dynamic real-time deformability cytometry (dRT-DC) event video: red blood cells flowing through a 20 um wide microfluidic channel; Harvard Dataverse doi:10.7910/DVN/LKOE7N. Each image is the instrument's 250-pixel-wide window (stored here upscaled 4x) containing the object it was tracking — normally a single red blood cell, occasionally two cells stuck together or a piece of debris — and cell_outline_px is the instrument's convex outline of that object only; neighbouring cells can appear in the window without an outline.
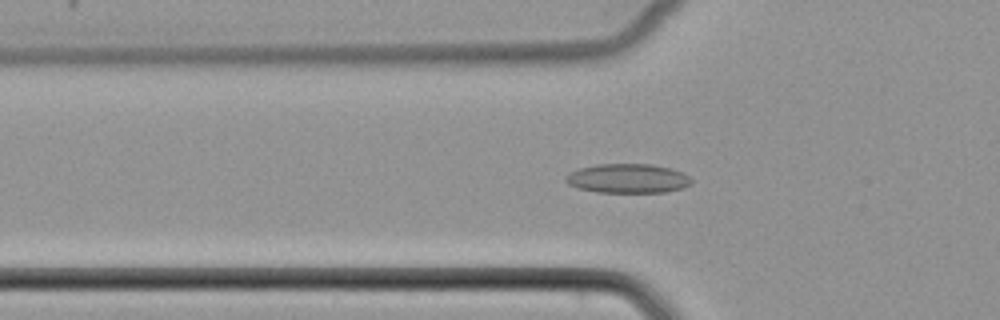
{"species": "common noctule bat (a hibernating species)", "species_latin": "Nyctalus noctula", "temperature_condition": "cold", "stored_images_in_passage": 46, "camera_frame_rate_fps": 3000, "um_per_image_px": 0.085, "animal": {"sex": "female", "body_mass_g": 22.7, "forearm_length_mm": 54.2}, "frame": {"image": 1, "passage_image": 12, "time_ms": 3.667, "image_size_px": [1000, 320], "cell_outline_px": [[692, 184], [684, 188], [664, 192], [596, 192], [576, 188], [568, 184], [564, 180], [564, 176], [568, 172], [580, 168], [596, 164], [652, 164], [672, 168], [688, 176], [692, 180]], "centroid_in_image_um": [53.33, 15.17], "position_along_channel_um": 72.5, "area_um2": 21.68}}
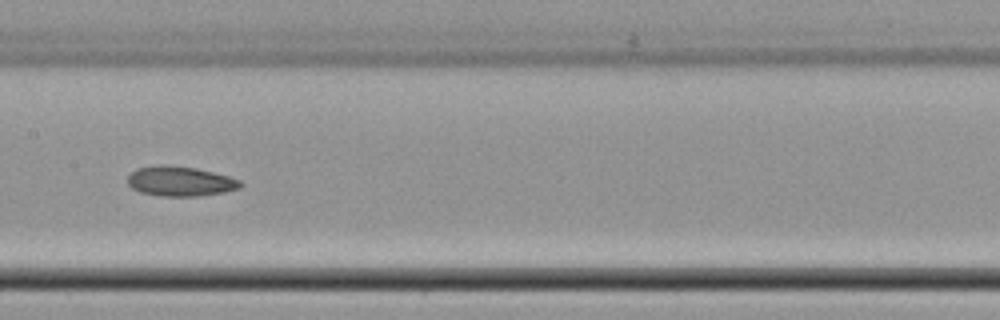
{"frame": {"image": 2, "passage_image": 21, "time_ms": 6.667, "image_size_px": [1000, 320], "cell_outline_px": [[244, 184], [240, 188], [224, 192], [200, 196], [160, 196], [140, 192], [132, 188], [128, 184], [128, 176], [136, 168], [160, 164], [168, 164], [196, 168], [228, 176], [240, 180]], "centroid_in_image_um": [15.31, 15.4], "position_along_channel_um": 192.1, "area_um2": 19.77}}
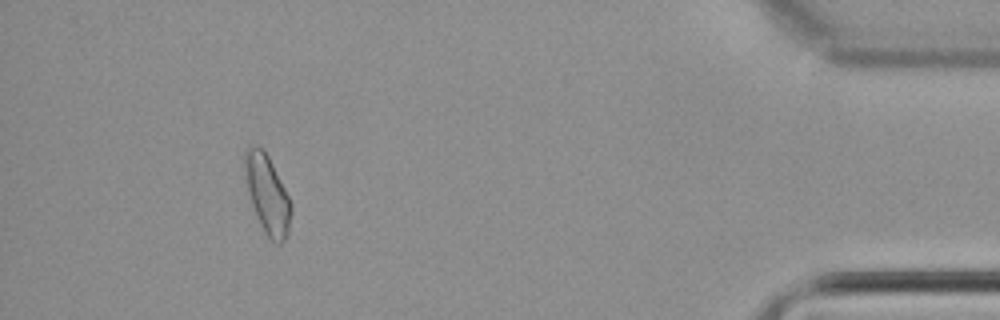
{"frame": {"image": 3, "passage_image": 42, "time_ms": 13.667, "image_size_px": [1000, 320], "cell_outline_px": [[292, 212], [288, 236], [280, 244], [276, 244], [264, 232], [256, 216], [244, 180], [244, 152], [248, 148], [256, 144], [268, 156], [292, 204]], "centroid_in_image_um": [22.72, 16.55], "position_along_channel_um": 412.5, "area_um2": 21.15}}